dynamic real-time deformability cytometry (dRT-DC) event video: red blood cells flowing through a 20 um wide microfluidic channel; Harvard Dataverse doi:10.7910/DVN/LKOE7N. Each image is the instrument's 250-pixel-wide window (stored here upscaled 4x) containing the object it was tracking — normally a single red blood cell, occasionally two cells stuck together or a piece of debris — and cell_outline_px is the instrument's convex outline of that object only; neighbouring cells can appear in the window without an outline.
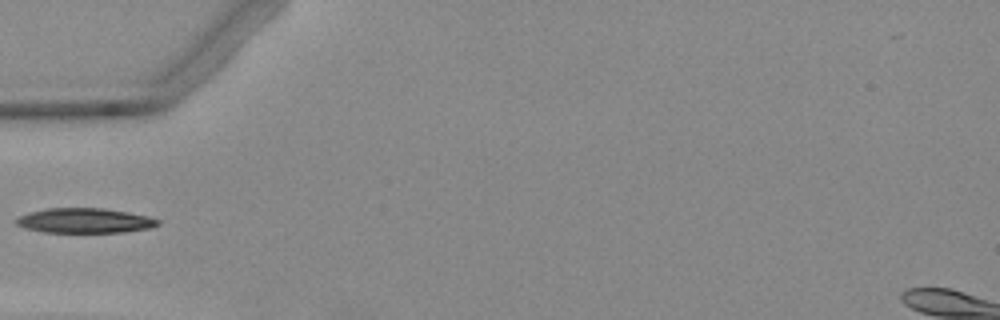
{"species": "Egyptian fruit bat (a non-hibernating species)", "species_latin": "Rousettus aegyptiacus", "temperature_condition": "warm", "stored_images_in_passage": 4, "camera_frame_rate_fps": 3000, "um_per_image_px": 0.085, "animal": {"sex": "female"}, "frame": {"image": 1, "passage_image": 4, "time_ms": 4.0, "image_size_px": [1000, 320], "cell_outline_px": [[160, 224], [152, 228], [124, 232], [44, 232], [24, 228], [16, 224], [16, 220], [20, 216], [28, 212], [48, 208], [100, 208], [128, 212], [148, 216], [160, 220]], "centroid_in_image_um": [7.22, 18.75], "position_along_channel_um": 77.8, "area_um2": 20.52}}